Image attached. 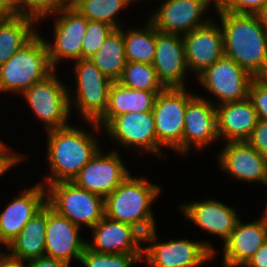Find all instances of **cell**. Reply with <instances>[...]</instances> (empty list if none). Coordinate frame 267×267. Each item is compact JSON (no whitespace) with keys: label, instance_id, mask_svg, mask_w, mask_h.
<instances>
[{"label":"cell","instance_id":"obj_1","mask_svg":"<svg viewBox=\"0 0 267 267\" xmlns=\"http://www.w3.org/2000/svg\"><path fill=\"white\" fill-rule=\"evenodd\" d=\"M224 56L253 77H267V32L255 14L217 11Z\"/></svg>","mask_w":267,"mask_h":267},{"label":"cell","instance_id":"obj_2","mask_svg":"<svg viewBox=\"0 0 267 267\" xmlns=\"http://www.w3.org/2000/svg\"><path fill=\"white\" fill-rule=\"evenodd\" d=\"M47 132V161L51 175L41 182L45 187L72 181L99 150L98 140L78 126L68 125Z\"/></svg>","mask_w":267,"mask_h":267},{"label":"cell","instance_id":"obj_3","mask_svg":"<svg viewBox=\"0 0 267 267\" xmlns=\"http://www.w3.org/2000/svg\"><path fill=\"white\" fill-rule=\"evenodd\" d=\"M161 187L151 184L145 177L135 178L131 173L104 199L105 216L130 224L143 235L156 229L151 205Z\"/></svg>","mask_w":267,"mask_h":267},{"label":"cell","instance_id":"obj_4","mask_svg":"<svg viewBox=\"0 0 267 267\" xmlns=\"http://www.w3.org/2000/svg\"><path fill=\"white\" fill-rule=\"evenodd\" d=\"M54 70L45 39L36 33L7 62L0 65V93L8 91L20 94Z\"/></svg>","mask_w":267,"mask_h":267},{"label":"cell","instance_id":"obj_5","mask_svg":"<svg viewBox=\"0 0 267 267\" xmlns=\"http://www.w3.org/2000/svg\"><path fill=\"white\" fill-rule=\"evenodd\" d=\"M47 204L78 227L91 229L104 216V198L79 188L72 181H60L46 186Z\"/></svg>","mask_w":267,"mask_h":267},{"label":"cell","instance_id":"obj_6","mask_svg":"<svg viewBox=\"0 0 267 267\" xmlns=\"http://www.w3.org/2000/svg\"><path fill=\"white\" fill-rule=\"evenodd\" d=\"M156 229L143 236L142 260L149 267H198L215 256V249L209 242L188 239L170 240L158 243Z\"/></svg>","mask_w":267,"mask_h":267},{"label":"cell","instance_id":"obj_7","mask_svg":"<svg viewBox=\"0 0 267 267\" xmlns=\"http://www.w3.org/2000/svg\"><path fill=\"white\" fill-rule=\"evenodd\" d=\"M34 116L52 130L70 125L69 90L56 76L55 70L21 93Z\"/></svg>","mask_w":267,"mask_h":267},{"label":"cell","instance_id":"obj_8","mask_svg":"<svg viewBox=\"0 0 267 267\" xmlns=\"http://www.w3.org/2000/svg\"><path fill=\"white\" fill-rule=\"evenodd\" d=\"M194 95L185 87L164 88L157 94L152 109L158 143L181 155L185 111Z\"/></svg>","mask_w":267,"mask_h":267},{"label":"cell","instance_id":"obj_9","mask_svg":"<svg viewBox=\"0 0 267 267\" xmlns=\"http://www.w3.org/2000/svg\"><path fill=\"white\" fill-rule=\"evenodd\" d=\"M74 64L76 91L74 97L69 92L70 104H75L85 121L96 122L106 111L112 81L90 59L76 60Z\"/></svg>","mask_w":267,"mask_h":267},{"label":"cell","instance_id":"obj_10","mask_svg":"<svg viewBox=\"0 0 267 267\" xmlns=\"http://www.w3.org/2000/svg\"><path fill=\"white\" fill-rule=\"evenodd\" d=\"M102 130L119 146L143 149L162 157V146L158 143L155 119L152 111L130 112L114 117ZM161 150V151H160Z\"/></svg>","mask_w":267,"mask_h":267},{"label":"cell","instance_id":"obj_11","mask_svg":"<svg viewBox=\"0 0 267 267\" xmlns=\"http://www.w3.org/2000/svg\"><path fill=\"white\" fill-rule=\"evenodd\" d=\"M196 78L223 104L246 99L254 77L234 60L223 56Z\"/></svg>","mask_w":267,"mask_h":267},{"label":"cell","instance_id":"obj_12","mask_svg":"<svg viewBox=\"0 0 267 267\" xmlns=\"http://www.w3.org/2000/svg\"><path fill=\"white\" fill-rule=\"evenodd\" d=\"M129 174L117 151L112 150L105 155L99 149L72 182L79 188L105 199Z\"/></svg>","mask_w":267,"mask_h":267},{"label":"cell","instance_id":"obj_13","mask_svg":"<svg viewBox=\"0 0 267 267\" xmlns=\"http://www.w3.org/2000/svg\"><path fill=\"white\" fill-rule=\"evenodd\" d=\"M54 41L46 42L49 60L54 69L63 58L80 60L82 43L85 37L88 19L75 8L63 7L54 13Z\"/></svg>","mask_w":267,"mask_h":267},{"label":"cell","instance_id":"obj_14","mask_svg":"<svg viewBox=\"0 0 267 267\" xmlns=\"http://www.w3.org/2000/svg\"><path fill=\"white\" fill-rule=\"evenodd\" d=\"M211 2L215 7L216 0H166L148 19L159 32L183 35L213 19L203 16Z\"/></svg>","mask_w":267,"mask_h":267},{"label":"cell","instance_id":"obj_15","mask_svg":"<svg viewBox=\"0 0 267 267\" xmlns=\"http://www.w3.org/2000/svg\"><path fill=\"white\" fill-rule=\"evenodd\" d=\"M218 139L216 105L210 99L194 95L185 111L182 154H189L193 146L203 150Z\"/></svg>","mask_w":267,"mask_h":267},{"label":"cell","instance_id":"obj_16","mask_svg":"<svg viewBox=\"0 0 267 267\" xmlns=\"http://www.w3.org/2000/svg\"><path fill=\"white\" fill-rule=\"evenodd\" d=\"M80 231V227L58 214L47 204L46 256L64 260L69 264L72 259L80 261L87 247V240L81 238Z\"/></svg>","mask_w":267,"mask_h":267},{"label":"cell","instance_id":"obj_17","mask_svg":"<svg viewBox=\"0 0 267 267\" xmlns=\"http://www.w3.org/2000/svg\"><path fill=\"white\" fill-rule=\"evenodd\" d=\"M87 248L106 254H143V234L134 226L104 216L92 228ZM89 242V243H88Z\"/></svg>","mask_w":267,"mask_h":267},{"label":"cell","instance_id":"obj_18","mask_svg":"<svg viewBox=\"0 0 267 267\" xmlns=\"http://www.w3.org/2000/svg\"><path fill=\"white\" fill-rule=\"evenodd\" d=\"M217 157L221 170L231 177L267 184V158L247 141L226 142Z\"/></svg>","mask_w":267,"mask_h":267},{"label":"cell","instance_id":"obj_19","mask_svg":"<svg viewBox=\"0 0 267 267\" xmlns=\"http://www.w3.org/2000/svg\"><path fill=\"white\" fill-rule=\"evenodd\" d=\"M152 66L165 88L185 87L188 69L182 35L162 33L156 29V44Z\"/></svg>","mask_w":267,"mask_h":267},{"label":"cell","instance_id":"obj_20","mask_svg":"<svg viewBox=\"0 0 267 267\" xmlns=\"http://www.w3.org/2000/svg\"><path fill=\"white\" fill-rule=\"evenodd\" d=\"M187 66L196 76L224 56L220 25L212 19L182 35Z\"/></svg>","mask_w":267,"mask_h":267},{"label":"cell","instance_id":"obj_21","mask_svg":"<svg viewBox=\"0 0 267 267\" xmlns=\"http://www.w3.org/2000/svg\"><path fill=\"white\" fill-rule=\"evenodd\" d=\"M47 204V190L42 183L23 190L0 212V244L7 246L29 220Z\"/></svg>","mask_w":267,"mask_h":267},{"label":"cell","instance_id":"obj_22","mask_svg":"<svg viewBox=\"0 0 267 267\" xmlns=\"http://www.w3.org/2000/svg\"><path fill=\"white\" fill-rule=\"evenodd\" d=\"M179 209L187 220H191L195 226L204 231L219 236L223 243L241 220L235 207L227 206L213 198L183 203L179 205Z\"/></svg>","mask_w":267,"mask_h":267},{"label":"cell","instance_id":"obj_23","mask_svg":"<svg viewBox=\"0 0 267 267\" xmlns=\"http://www.w3.org/2000/svg\"><path fill=\"white\" fill-rule=\"evenodd\" d=\"M267 240V227L260 219L251 223L239 220L236 228L224 241V267H243Z\"/></svg>","mask_w":267,"mask_h":267},{"label":"cell","instance_id":"obj_24","mask_svg":"<svg viewBox=\"0 0 267 267\" xmlns=\"http://www.w3.org/2000/svg\"><path fill=\"white\" fill-rule=\"evenodd\" d=\"M219 140L226 142L247 141L258 123V114L251 100L216 105Z\"/></svg>","mask_w":267,"mask_h":267},{"label":"cell","instance_id":"obj_25","mask_svg":"<svg viewBox=\"0 0 267 267\" xmlns=\"http://www.w3.org/2000/svg\"><path fill=\"white\" fill-rule=\"evenodd\" d=\"M159 92L161 91L134 90L119 82H112L106 111L96 122H90V126L99 132L116 116L130 112L152 111Z\"/></svg>","mask_w":267,"mask_h":267},{"label":"cell","instance_id":"obj_26","mask_svg":"<svg viewBox=\"0 0 267 267\" xmlns=\"http://www.w3.org/2000/svg\"><path fill=\"white\" fill-rule=\"evenodd\" d=\"M47 204L24 226L21 233L6 248L13 257L29 261L45 256Z\"/></svg>","mask_w":267,"mask_h":267},{"label":"cell","instance_id":"obj_27","mask_svg":"<svg viewBox=\"0 0 267 267\" xmlns=\"http://www.w3.org/2000/svg\"><path fill=\"white\" fill-rule=\"evenodd\" d=\"M36 23L35 19L24 15H6L0 20V65L37 33Z\"/></svg>","mask_w":267,"mask_h":267},{"label":"cell","instance_id":"obj_28","mask_svg":"<svg viewBox=\"0 0 267 267\" xmlns=\"http://www.w3.org/2000/svg\"><path fill=\"white\" fill-rule=\"evenodd\" d=\"M95 66L112 82H117L126 65L123 27L114 29L100 49L89 58Z\"/></svg>","mask_w":267,"mask_h":267},{"label":"cell","instance_id":"obj_29","mask_svg":"<svg viewBox=\"0 0 267 267\" xmlns=\"http://www.w3.org/2000/svg\"><path fill=\"white\" fill-rule=\"evenodd\" d=\"M124 49L127 61L152 64L156 44V28L148 20L143 28L124 31Z\"/></svg>","mask_w":267,"mask_h":267},{"label":"cell","instance_id":"obj_30","mask_svg":"<svg viewBox=\"0 0 267 267\" xmlns=\"http://www.w3.org/2000/svg\"><path fill=\"white\" fill-rule=\"evenodd\" d=\"M134 0H83L74 8L88 20L102 21L115 29L121 28L116 20L117 14Z\"/></svg>","mask_w":267,"mask_h":267},{"label":"cell","instance_id":"obj_31","mask_svg":"<svg viewBox=\"0 0 267 267\" xmlns=\"http://www.w3.org/2000/svg\"><path fill=\"white\" fill-rule=\"evenodd\" d=\"M117 82L134 90L162 91L165 88L158 80L152 64L140 62L127 61Z\"/></svg>","mask_w":267,"mask_h":267},{"label":"cell","instance_id":"obj_32","mask_svg":"<svg viewBox=\"0 0 267 267\" xmlns=\"http://www.w3.org/2000/svg\"><path fill=\"white\" fill-rule=\"evenodd\" d=\"M143 254H106L88 249L80 257L84 267H133L142 260Z\"/></svg>","mask_w":267,"mask_h":267},{"label":"cell","instance_id":"obj_33","mask_svg":"<svg viewBox=\"0 0 267 267\" xmlns=\"http://www.w3.org/2000/svg\"><path fill=\"white\" fill-rule=\"evenodd\" d=\"M115 28L102 21L88 20L82 43L81 59L92 57Z\"/></svg>","mask_w":267,"mask_h":267},{"label":"cell","instance_id":"obj_34","mask_svg":"<svg viewBox=\"0 0 267 267\" xmlns=\"http://www.w3.org/2000/svg\"><path fill=\"white\" fill-rule=\"evenodd\" d=\"M61 8V0H20V15L31 17L37 22L52 16Z\"/></svg>","mask_w":267,"mask_h":267},{"label":"cell","instance_id":"obj_35","mask_svg":"<svg viewBox=\"0 0 267 267\" xmlns=\"http://www.w3.org/2000/svg\"><path fill=\"white\" fill-rule=\"evenodd\" d=\"M251 100L259 119L267 120V77H254L249 86Z\"/></svg>","mask_w":267,"mask_h":267},{"label":"cell","instance_id":"obj_36","mask_svg":"<svg viewBox=\"0 0 267 267\" xmlns=\"http://www.w3.org/2000/svg\"><path fill=\"white\" fill-rule=\"evenodd\" d=\"M267 0H216V11H228L232 13L257 12Z\"/></svg>","mask_w":267,"mask_h":267},{"label":"cell","instance_id":"obj_37","mask_svg":"<svg viewBox=\"0 0 267 267\" xmlns=\"http://www.w3.org/2000/svg\"><path fill=\"white\" fill-rule=\"evenodd\" d=\"M247 142L267 158V120H258Z\"/></svg>","mask_w":267,"mask_h":267},{"label":"cell","instance_id":"obj_38","mask_svg":"<svg viewBox=\"0 0 267 267\" xmlns=\"http://www.w3.org/2000/svg\"><path fill=\"white\" fill-rule=\"evenodd\" d=\"M26 267H70V264L64 260L41 256L37 259L26 261Z\"/></svg>","mask_w":267,"mask_h":267},{"label":"cell","instance_id":"obj_39","mask_svg":"<svg viewBox=\"0 0 267 267\" xmlns=\"http://www.w3.org/2000/svg\"><path fill=\"white\" fill-rule=\"evenodd\" d=\"M27 156L25 155H0V177L4 175L9 169L20 164L25 160Z\"/></svg>","mask_w":267,"mask_h":267},{"label":"cell","instance_id":"obj_40","mask_svg":"<svg viewBox=\"0 0 267 267\" xmlns=\"http://www.w3.org/2000/svg\"><path fill=\"white\" fill-rule=\"evenodd\" d=\"M243 267H267V240Z\"/></svg>","mask_w":267,"mask_h":267},{"label":"cell","instance_id":"obj_41","mask_svg":"<svg viewBox=\"0 0 267 267\" xmlns=\"http://www.w3.org/2000/svg\"><path fill=\"white\" fill-rule=\"evenodd\" d=\"M0 10L5 15H20V0H0Z\"/></svg>","mask_w":267,"mask_h":267},{"label":"cell","instance_id":"obj_42","mask_svg":"<svg viewBox=\"0 0 267 267\" xmlns=\"http://www.w3.org/2000/svg\"><path fill=\"white\" fill-rule=\"evenodd\" d=\"M0 267H26V261L13 257L7 252L0 256Z\"/></svg>","mask_w":267,"mask_h":267},{"label":"cell","instance_id":"obj_43","mask_svg":"<svg viewBox=\"0 0 267 267\" xmlns=\"http://www.w3.org/2000/svg\"><path fill=\"white\" fill-rule=\"evenodd\" d=\"M257 16L258 21L260 22L261 26L267 32V1L263 4V6L254 13Z\"/></svg>","mask_w":267,"mask_h":267},{"label":"cell","instance_id":"obj_44","mask_svg":"<svg viewBox=\"0 0 267 267\" xmlns=\"http://www.w3.org/2000/svg\"><path fill=\"white\" fill-rule=\"evenodd\" d=\"M83 0H61L63 7L74 8Z\"/></svg>","mask_w":267,"mask_h":267},{"label":"cell","instance_id":"obj_45","mask_svg":"<svg viewBox=\"0 0 267 267\" xmlns=\"http://www.w3.org/2000/svg\"><path fill=\"white\" fill-rule=\"evenodd\" d=\"M0 155H15L8 149V146L0 139Z\"/></svg>","mask_w":267,"mask_h":267},{"label":"cell","instance_id":"obj_46","mask_svg":"<svg viewBox=\"0 0 267 267\" xmlns=\"http://www.w3.org/2000/svg\"><path fill=\"white\" fill-rule=\"evenodd\" d=\"M267 227V206L266 209L264 211V214L262 215V218H259Z\"/></svg>","mask_w":267,"mask_h":267},{"label":"cell","instance_id":"obj_47","mask_svg":"<svg viewBox=\"0 0 267 267\" xmlns=\"http://www.w3.org/2000/svg\"><path fill=\"white\" fill-rule=\"evenodd\" d=\"M6 15L0 10V20L3 19Z\"/></svg>","mask_w":267,"mask_h":267}]
</instances>
